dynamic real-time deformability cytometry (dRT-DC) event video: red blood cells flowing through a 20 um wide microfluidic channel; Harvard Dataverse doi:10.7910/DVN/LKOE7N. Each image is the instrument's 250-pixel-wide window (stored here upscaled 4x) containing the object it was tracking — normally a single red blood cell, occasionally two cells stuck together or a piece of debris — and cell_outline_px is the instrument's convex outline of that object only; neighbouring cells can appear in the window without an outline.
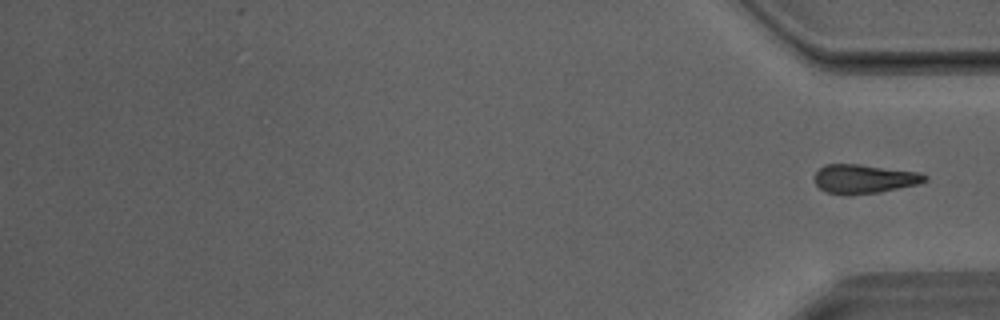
{"species": "Egyptian fruit bat (a non-hibernating species)", "species_latin": "Rousettus aegyptiacus", "temperature_condition": "room temperature", "stored_images_in_passage": 38, "segment_of_instrument_passage": [2, 2], "camera_frame_rate_fps": 3000, "um_per_image_px": 0.085, "animal": {"sex": "male"}, "frame": {"image": 1, "passage_image": 38, "time_ms": 12.333, "image_size_px": [1000, 320], "cell_outline_px": [[928, 180], [920, 184], [880, 192], [852, 196], [844, 196], [824, 192], [816, 184], [816, 172], [824, 164], [856, 164], [920, 172], [928, 176]], "centroid_in_image_um": [73.47, 15.23], "position_along_channel_um": 361.7, "area_um2": 18.96}}